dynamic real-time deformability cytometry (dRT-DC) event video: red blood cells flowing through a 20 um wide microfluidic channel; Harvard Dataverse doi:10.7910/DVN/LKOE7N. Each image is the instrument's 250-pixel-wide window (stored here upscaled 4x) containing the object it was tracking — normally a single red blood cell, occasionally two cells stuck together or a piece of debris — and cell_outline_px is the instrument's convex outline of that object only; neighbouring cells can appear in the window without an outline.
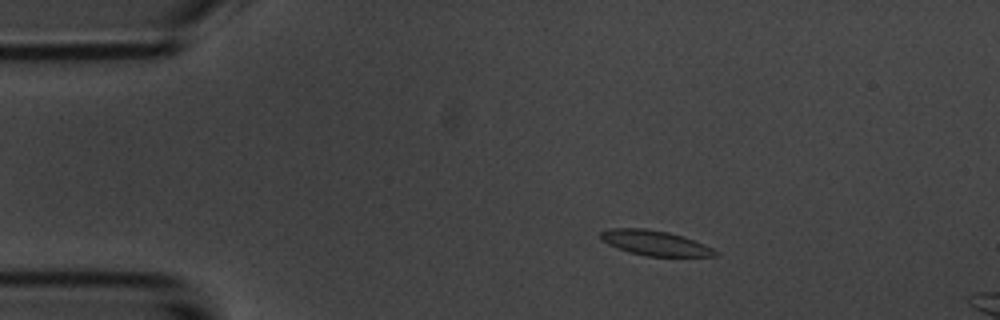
{"species": "common noctule bat (a hibernating species)", "species_latin": "Nyctalus noctula", "temperature_condition": "room temperature", "stored_images_in_passage": 49, "camera_frame_rate_fps": 3000, "um_per_image_px": 0.085, "animal": {"sex": "male", "body_mass_g": 20.1, "forearm_length_mm": 53.5}, "frame": {"image": 1, "passage_image": 4, "time_ms": 1.0, "image_size_px": [1000, 320], "cell_outline_px": [[720, 252], [716, 256], [644, 256], [628, 252], [616, 248], [600, 240], [600, 232], [612, 228], [644, 228], [668, 232], [704, 244]], "centroid_in_image_um": [55.63, 20.66], "position_along_channel_um": 29.4, "area_um2": 16.65}}
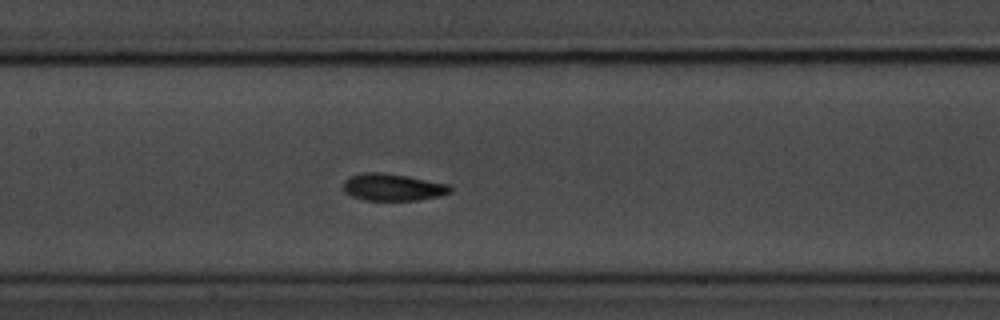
{"frame": {"image": 2, "passage_image": 20, "time_ms": 6.333, "image_size_px": [1000, 320], "cell_outline_px": [[452, 192], [440, 196], [420, 200], [364, 200], [352, 196], [344, 192], [344, 180], [348, 176], [360, 172], [380, 172], [408, 176], [448, 184], [452, 188]], "centroid_in_image_um": [33.37, 15.91], "position_along_channel_um": 174.0, "area_um2": 17.05}}
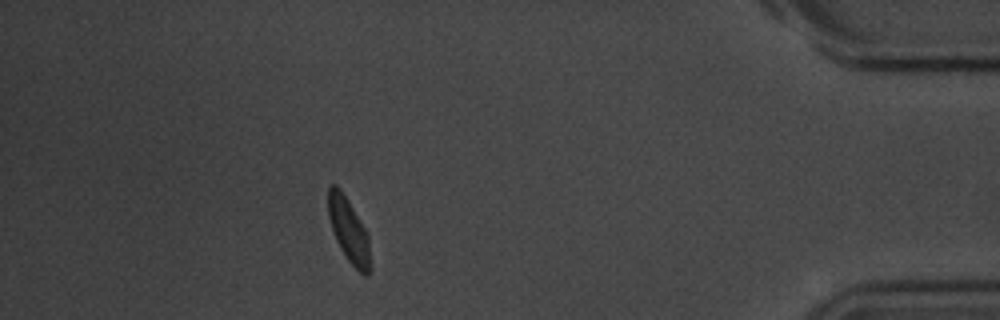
{"frame": {"image": 3, "passage_image": 43, "time_ms": 14.0, "image_size_px": [1000, 320], "cell_outline_px": [[372, 268], [368, 276], [364, 276], [348, 260], [340, 248], [336, 240], [328, 216], [328, 188], [332, 184], [336, 184], [340, 188], [368, 232]], "centroid_in_image_um": [29.68, 19.61], "position_along_channel_um": 405.5, "area_um2": 15.95}, "authors_computed_cell_mechanics": {"area_um2": 16.5886, "velocity_mm_per_s": 3.668, "shape_relaxation_time_tau1_ms": 2.1253, "shape_relaxation_time_tau2_ms": null, "deformation_change_tau1": 0.0936, "deformation_change_tau2": null}}